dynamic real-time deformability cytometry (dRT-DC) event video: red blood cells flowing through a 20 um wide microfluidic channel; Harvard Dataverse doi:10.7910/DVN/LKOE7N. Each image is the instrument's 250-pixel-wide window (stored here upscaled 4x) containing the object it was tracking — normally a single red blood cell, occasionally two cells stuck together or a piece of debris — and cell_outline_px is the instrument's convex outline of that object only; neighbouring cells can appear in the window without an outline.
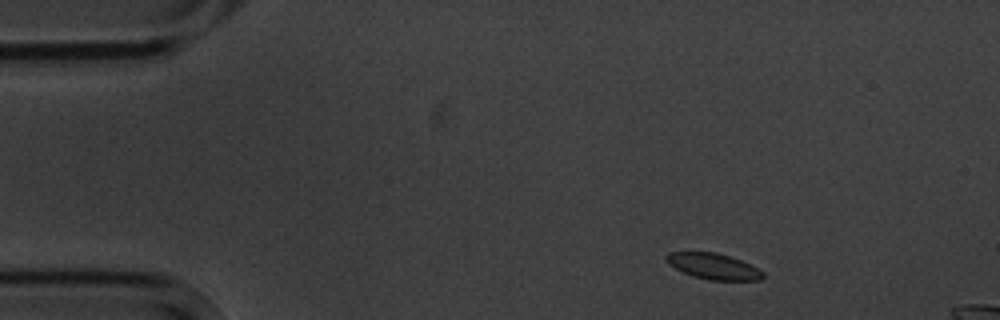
{"species": "common noctule bat (a hibernating species)", "species_latin": "Nyctalus noctula", "temperature_condition": "cold", "stored_images_in_passage": 5, "camera_frame_rate_fps": 3000, "um_per_image_px": 0.085, "animal": {"sex": "male", "body_mass_g": 20.1, "forearm_length_mm": 53.5}, "frame": {"image": 1, "passage_image": 1, "time_ms": 0.0, "image_size_px": [1000, 320], "cell_outline_px": [[764, 276], [760, 280], [708, 280], [692, 276], [668, 264], [664, 256], [668, 252], [716, 252], [740, 260], [764, 272]], "centroid_in_image_um": [60.61, 22.63], "position_along_channel_um": 24.4, "area_um2": 14.45}}
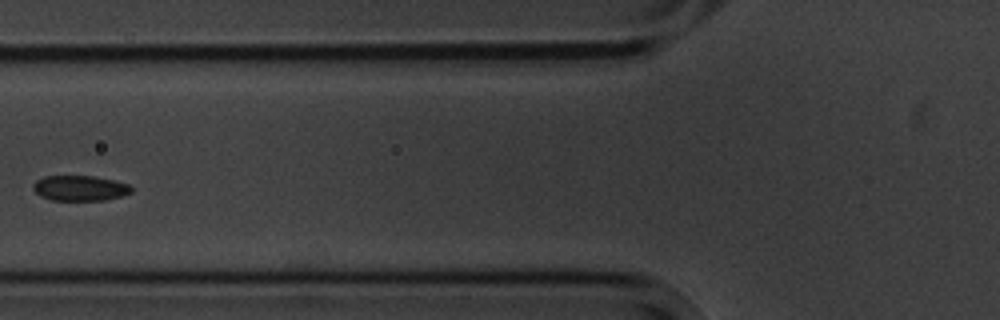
{"frame": {"image": 2, "passage_image": 5, "time_ms": 4.667, "image_size_px": [1000, 320], "cell_outline_px": [[132, 192], [120, 196], [104, 200], [52, 200], [40, 196], [32, 188], [32, 184], [36, 180], [44, 176], [92, 176], [116, 180], [128, 184], [132, 188]], "centroid_in_image_um": [6.77, 15.98], "position_along_channel_um": 119.0, "area_um2": 14.51}}